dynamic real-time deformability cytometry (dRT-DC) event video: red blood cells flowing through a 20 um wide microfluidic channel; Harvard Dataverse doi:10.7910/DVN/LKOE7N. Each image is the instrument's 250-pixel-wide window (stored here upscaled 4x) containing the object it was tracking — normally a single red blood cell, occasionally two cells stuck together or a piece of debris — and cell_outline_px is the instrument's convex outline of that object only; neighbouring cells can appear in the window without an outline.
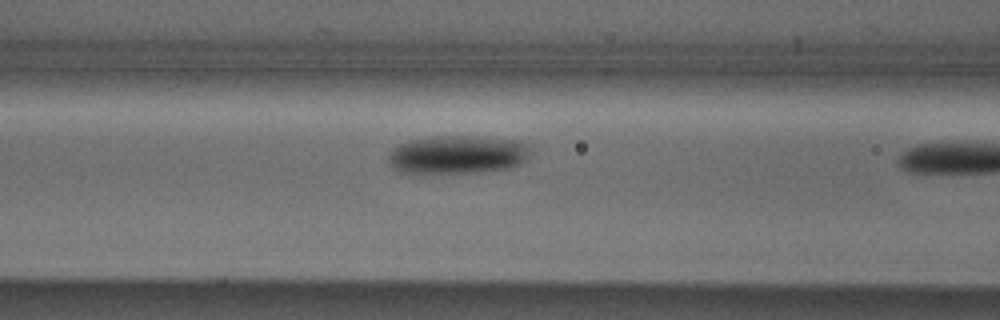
{"species": "Egyptian fruit bat (a non-hibernating species)", "species_latin": "Rousettus aegyptiacus", "temperature_condition": "cold", "stored_images_in_passage": 10, "camera_frame_rate_fps": 3000, "um_per_image_px": 0.085, "animal": {"sex": "male"}, "frame": {"image": 1, "passage_image": 9, "time_ms": 2.667, "image_size_px": [1000, 320], "cell_outline_px": [[532, 152], [520, 164], [512, 168], [472, 172], [412, 176], [400, 172], [392, 168], [388, 164], [388, 156], [392, 148], [408, 140], [432, 136], [476, 136], [516, 140], [528, 144], [532, 148]], "centroid_in_image_um": [38.82, 13.17], "position_along_channel_um": 127.8, "area_um2": 32.95}}